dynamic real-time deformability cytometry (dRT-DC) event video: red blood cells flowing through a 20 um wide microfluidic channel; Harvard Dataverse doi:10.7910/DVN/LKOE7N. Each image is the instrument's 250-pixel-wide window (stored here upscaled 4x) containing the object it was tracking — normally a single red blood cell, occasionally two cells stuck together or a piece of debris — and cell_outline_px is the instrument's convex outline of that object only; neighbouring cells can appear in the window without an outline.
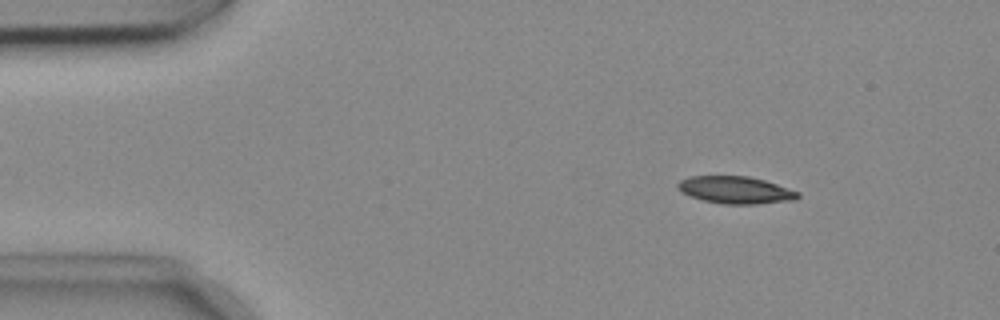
{"species": "common noctule bat (a hibernating species)", "species_latin": "Nyctalus noctula", "temperature_condition": "cold", "stored_images_in_passage": 49, "camera_frame_rate_fps": 3000, "um_per_image_px": 0.085, "animal": {"sex": "female", "body_mass_g": 18.4}, "frame": {"image": 1, "passage_image": 3, "time_ms": 0.667, "image_size_px": [1000, 320], "cell_outline_px": [[800, 196], [796, 200], [756, 204], [724, 204], [704, 200], [692, 196], [684, 192], [676, 184], [680, 180], [688, 176], [748, 176], [764, 180], [800, 192]], "centroid_in_image_um": [62.57, 16.15], "position_along_channel_um": 22.4, "area_um2": 18.9}}
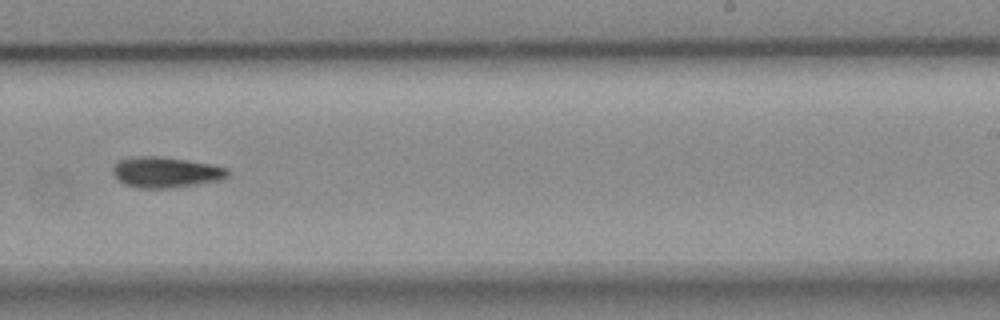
{"frame": {"image": 2, "passage_image": 29, "time_ms": 9.333, "image_size_px": [1000, 320], "cell_outline_px": [[228, 176], [220, 180], [172, 188], [136, 188], [124, 184], [112, 172], [112, 168], [120, 160], [136, 156], [160, 156], [188, 160], [212, 164], [228, 168]], "centroid_in_image_um": [14.1, 14.64], "position_along_channel_um": 274.9, "area_um2": 20.52}}
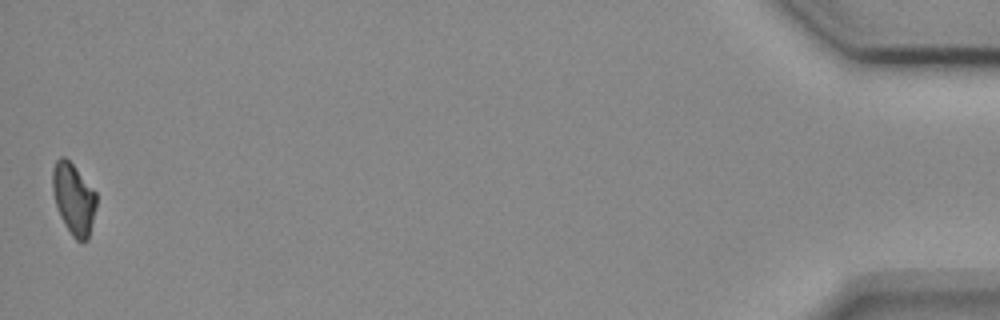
{"frame": {"image": 3, "passage_image": 49, "time_ms": 16.0, "image_size_px": [1000, 320], "cell_outline_px": [[96, 204], [88, 240], [76, 240], [72, 236], [64, 224], [60, 216], [52, 192], [52, 172], [56, 160], [60, 156], [64, 156], [72, 164], [96, 192]], "centroid_in_image_um": [6.24, 16.89], "position_along_channel_um": 429.0, "area_um2": 17.98}, "authors_computed_cell_mechanics": {"area_um2": 19.5364, "velocity_mm_per_s": 3.7266, "shape_relaxation_time_tau1_ms": 4.7339, "shape_relaxation_time_tau2_ms": null, "deformation_change_tau1": 0.1336, "deformation_change_tau2": null}}